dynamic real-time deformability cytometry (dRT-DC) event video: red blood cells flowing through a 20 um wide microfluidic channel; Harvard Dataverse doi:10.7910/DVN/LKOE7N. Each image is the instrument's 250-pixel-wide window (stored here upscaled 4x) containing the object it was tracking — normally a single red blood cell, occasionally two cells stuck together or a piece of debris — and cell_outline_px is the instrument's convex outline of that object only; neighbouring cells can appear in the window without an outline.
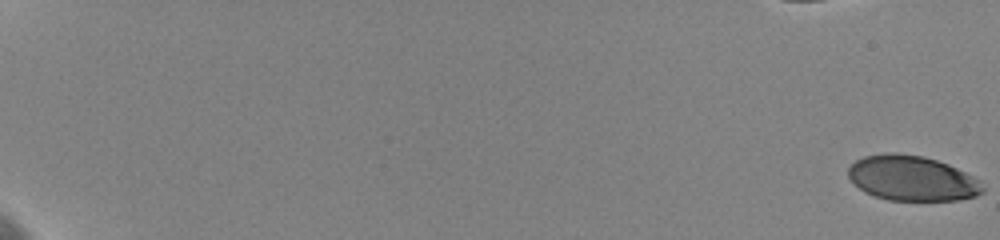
{"species": "human", "species_latin": "Homo sapiens", "temperature_condition": "cold", "stored_images_in_passage": 60, "camera_frame_rate_fps": 3000, "um_per_image_px": 0.085, "donor": {"sex": "female"}, "frame": {"image": 1, "passage_image": 1, "time_ms": 0.0, "image_size_px": [1000, 240], "cell_outline_px": [[984, 192], [976, 196], [956, 200], [888, 200], [864, 192], [848, 176], [848, 168], [856, 160], [864, 156], [888, 152], [896, 152], [924, 156], [948, 164], [980, 180], [984, 188]], "centroid_in_image_um": [77.53, 15.14], "position_along_channel_um": 7.5, "area_um2": 35.26}}
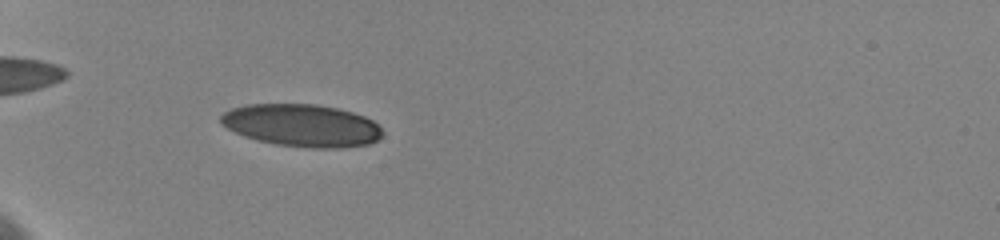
{"frame": {"image": 2, "passage_image": 22, "time_ms": 7.333, "image_size_px": [1000, 240], "cell_outline_px": [[384, 132], [376, 140], [368, 144], [340, 148], [308, 148], [276, 144], [256, 140], [244, 136], [220, 124], [220, 116], [224, 112], [232, 108], [248, 104], [316, 104], [336, 108], [352, 112], [364, 116], [372, 120]], "centroid_in_image_um": [25.63, 10.66], "position_along_channel_um": 59.4, "area_um2": 39.94}}
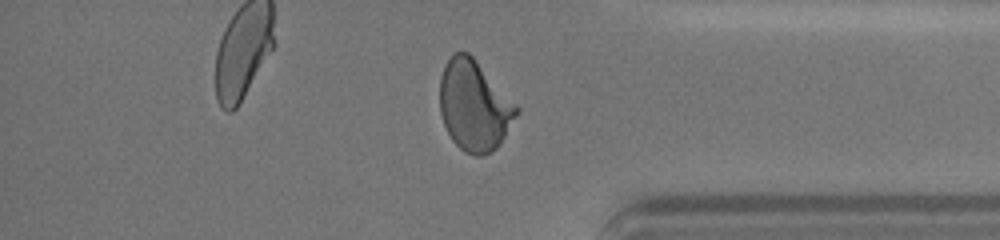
{"frame": {"image": 3, "passage_image": 52, "time_ms": 17.333, "image_size_px": [1000, 240], "cell_outline_px": [[520, 108], [516, 116], [500, 144], [492, 152], [480, 156], [476, 156], [464, 152], [452, 140], [444, 124], [440, 112], [440, 76], [444, 64], [456, 52], [468, 52], [472, 56]], "centroid_in_image_um": [40.3, 9.0], "position_along_channel_um": 394.9, "area_um2": 40.17}, "authors_computed_cell_mechanics": {"area_um2": 39.3907, "velocity_mm_per_s": 3.6158, "shape_relaxation_time_tau1_ms": 4.5659, "shape_relaxation_time_tau2_ms": 0.9431, "deformation_change_tau1": 0.1562, "deformation_change_tau2": 0.0583}}